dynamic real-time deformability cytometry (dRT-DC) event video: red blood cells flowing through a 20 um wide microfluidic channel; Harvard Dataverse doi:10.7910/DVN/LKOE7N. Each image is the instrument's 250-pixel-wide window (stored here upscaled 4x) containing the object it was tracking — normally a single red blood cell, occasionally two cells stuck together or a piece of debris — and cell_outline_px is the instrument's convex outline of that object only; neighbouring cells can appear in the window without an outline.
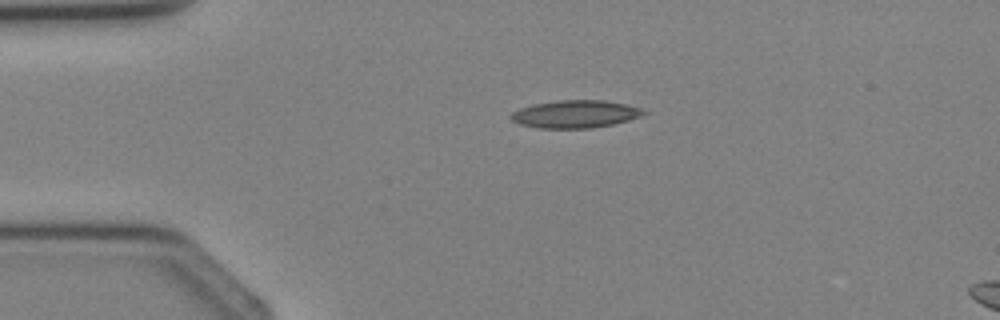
{"species": "Egyptian fruit bat (a non-hibernating species)", "species_latin": "Rousettus aegyptiacus", "temperature_condition": "cold", "stored_images_in_passage": 4, "segment_of_instrument_passage": [1, 2], "camera_frame_rate_fps": 3000, "um_per_image_px": 0.085, "animal": {"sex": "female"}, "frame": {"image": 1, "passage_image": 2, "time_ms": 1.333, "image_size_px": [1000, 320], "cell_outline_px": [[648, 112], [640, 116], [628, 120], [612, 124], [588, 128], [540, 128], [520, 124], [512, 120], [508, 116], [512, 112], [520, 108], [532, 104], [556, 100], [604, 100], [624, 104], [640, 108]], "centroid_in_image_um": [48.86, 9.69], "position_along_channel_um": 36.1, "area_um2": 21.27}}